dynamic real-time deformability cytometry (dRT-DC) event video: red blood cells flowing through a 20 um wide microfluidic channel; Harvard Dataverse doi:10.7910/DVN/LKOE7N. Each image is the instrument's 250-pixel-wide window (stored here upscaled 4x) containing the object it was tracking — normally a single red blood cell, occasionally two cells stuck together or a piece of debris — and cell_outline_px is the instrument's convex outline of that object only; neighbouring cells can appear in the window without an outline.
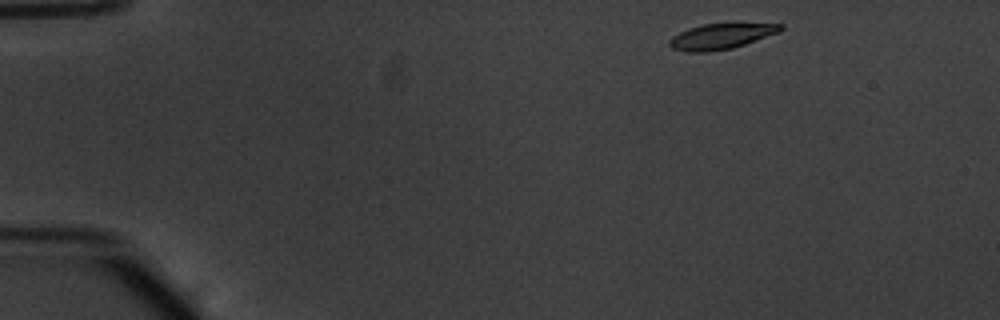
{"species": "common noctule bat (a hibernating species)", "species_latin": "Nyctalus noctula", "temperature_condition": "warm", "stored_images_in_passage": 47, "camera_frame_rate_fps": 3000, "um_per_image_px": 0.085, "animal": {"sex": "male", "body_mass_g": 20.1, "forearm_length_mm": 53.5}, "frame": {"image": 1, "passage_image": 1, "time_ms": 0.0, "image_size_px": [1000, 320], "cell_outline_px": [[784, 28], [780, 32], [732, 48], [708, 52], [688, 52], [672, 48], [668, 44], [668, 40], [672, 36], [688, 28], [704, 24], [736, 20], [784, 24]], "centroid_in_image_um": [61.37, 3.02], "position_along_channel_um": 23.6, "area_um2": 17.51}}
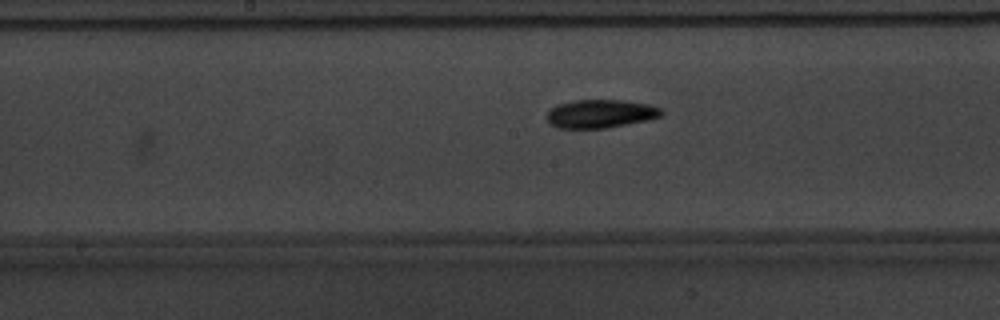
{"frame": {"image": 2, "passage_image": 22, "time_ms": 7.0, "image_size_px": [1000, 320], "cell_outline_px": [[664, 112], [660, 116], [648, 120], [628, 124], [604, 128], [556, 128], [548, 120], [548, 112], [556, 104], [572, 100], [624, 100], [648, 104], [660, 108]], "centroid_in_image_um": [51.05, 9.66], "position_along_channel_um": 197.2, "area_um2": 18.9}}
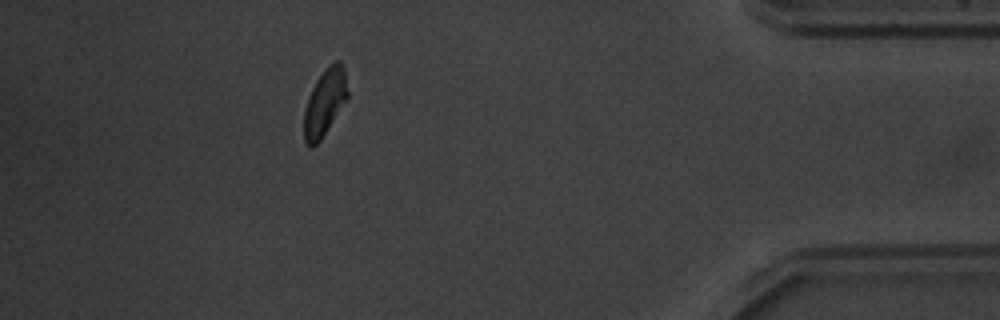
{"frame": {"image": 3, "passage_image": 42, "time_ms": 13.667, "image_size_px": [1000, 320], "cell_outline_px": [[348, 100], [320, 140], [312, 148], [308, 148], [304, 140], [304, 112], [308, 96], [316, 80], [336, 60], [340, 60], [344, 68], [348, 92]], "centroid_in_image_um": [27.61, 8.75], "position_along_channel_um": 407.6, "area_um2": 16.94}, "authors_computed_cell_mechanics": {"area_um2": 17.8024, "velocity_mm_per_s": 3.7967, "shape_relaxation_time_tau1_ms": 1.8577, "shape_relaxation_time_tau2_ms": 3.7888, "deformation_change_tau1": 0.1528, "deformation_change_tau2": 0.0939}}